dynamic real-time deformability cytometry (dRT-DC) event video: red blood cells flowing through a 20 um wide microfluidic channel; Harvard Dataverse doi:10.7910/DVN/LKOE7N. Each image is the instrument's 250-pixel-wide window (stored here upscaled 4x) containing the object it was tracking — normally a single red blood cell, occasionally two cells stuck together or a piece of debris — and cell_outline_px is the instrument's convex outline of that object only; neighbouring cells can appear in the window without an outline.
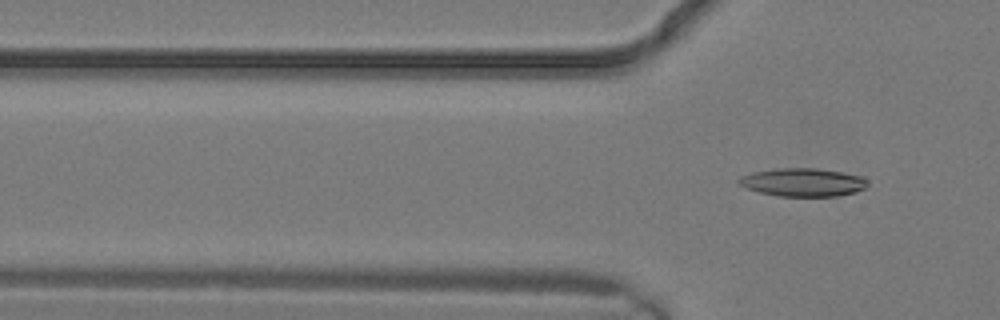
{"species": "common noctule bat (a hibernating species)", "species_latin": "Nyctalus noctula", "temperature_condition": "warm", "stored_images_in_passage": 3, "camera_frame_rate_fps": 3000, "um_per_image_px": 0.085, "animal": {"sex": "male", "body_mass_g": 19.2, "forearm_length_mm": 51.8}, "frame": {"image": 1, "passage_image": 3, "time_ms": 0.667, "image_size_px": [1000, 320], "cell_outline_px": [[868, 184], [864, 188], [856, 192], [840, 196], [780, 196], [760, 192], [748, 188], [740, 184], [736, 180], [740, 176], [752, 172], [780, 168], [816, 168], [840, 172], [860, 176], [868, 180]], "centroid_in_image_um": [68.25, 15.49], "position_along_channel_um": 57.5, "area_um2": 21.04}}